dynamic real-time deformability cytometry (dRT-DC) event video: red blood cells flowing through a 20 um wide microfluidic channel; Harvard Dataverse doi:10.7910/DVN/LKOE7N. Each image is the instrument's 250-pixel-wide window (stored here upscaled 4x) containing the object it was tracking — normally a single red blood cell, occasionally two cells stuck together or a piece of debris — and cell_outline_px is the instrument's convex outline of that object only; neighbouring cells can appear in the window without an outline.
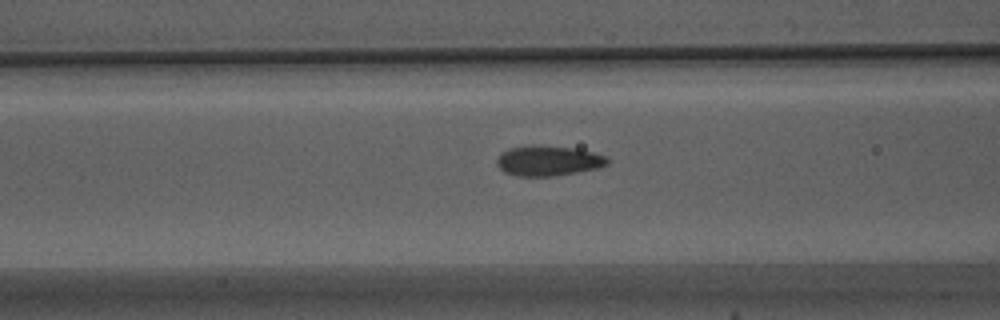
{"species": "Egyptian fruit bat (a non-hibernating species)", "species_latin": "Rousettus aegyptiacus", "temperature_condition": "warm", "stored_images_in_passage": 17, "camera_frame_rate_fps": 3000, "um_per_image_px": 0.085, "animal": {"sex": "male"}, "frame": {"image": 1, "passage_image": 12, "time_ms": 3.667, "image_size_px": [1000, 320], "cell_outline_px": [[608, 164], [596, 168], [576, 172], [552, 176], [520, 176], [504, 172], [496, 164], [496, 160], [500, 152], [512, 148], [576, 148], [592, 152], [604, 156], [608, 160]], "centroid_in_image_um": [46.59, 13.71], "position_along_channel_um": 120.0, "area_um2": 18.44}}
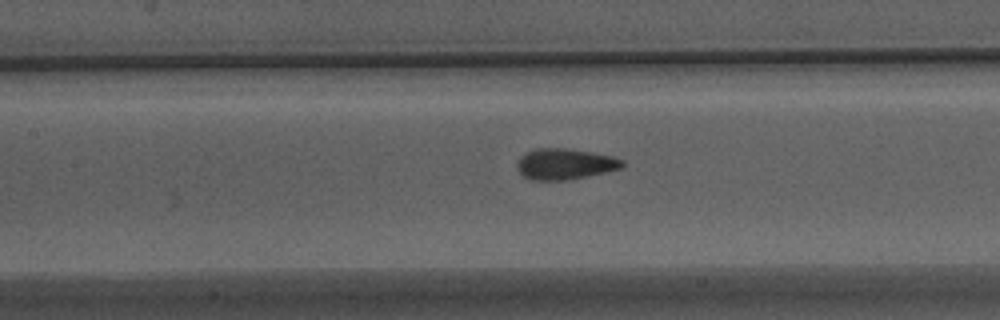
{"frame": {"image": 2, "passage_image": 15, "time_ms": 4.667, "image_size_px": [1000, 320], "cell_outline_px": [[624, 168], [564, 180], [532, 180], [524, 176], [516, 168], [516, 164], [520, 156], [524, 152], [536, 148], [568, 148], [592, 152], [612, 156], [624, 160]], "centroid_in_image_um": [48.0, 13.92], "position_along_channel_um": 159.4, "area_um2": 19.02}}